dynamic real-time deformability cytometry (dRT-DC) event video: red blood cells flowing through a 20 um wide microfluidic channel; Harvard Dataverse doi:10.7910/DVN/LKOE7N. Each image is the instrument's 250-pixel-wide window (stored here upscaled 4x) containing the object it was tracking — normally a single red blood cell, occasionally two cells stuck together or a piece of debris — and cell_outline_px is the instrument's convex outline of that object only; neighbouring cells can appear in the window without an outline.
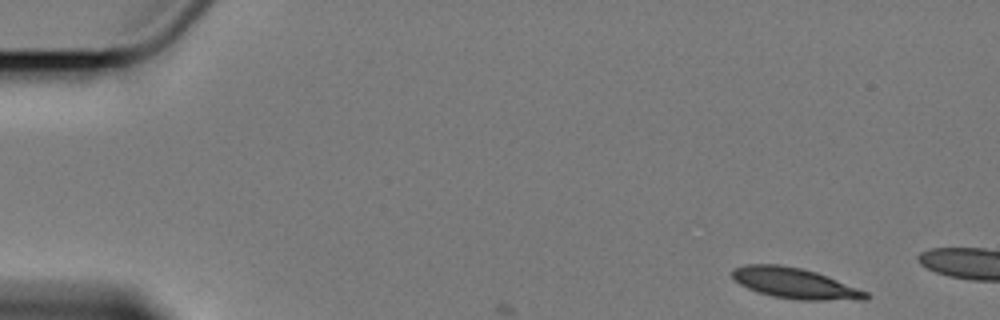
{"species": "Egyptian fruit bat (a non-hibernating species)", "species_latin": "Rousettus aegyptiacus", "temperature_condition": "cold", "stored_images_in_passage": 3, "camera_frame_rate_fps": 3000, "um_per_image_px": 0.085, "animal": {"sex": "female"}, "frame": {"image": 1, "passage_image": 1, "time_ms": 0.0, "image_size_px": [1000, 320], "cell_outline_px": [[872, 296], [868, 300], [800, 300], [772, 296], [748, 288], [740, 284], [732, 276], [732, 268], [748, 264], [780, 264], [800, 268], [816, 272], [828, 276], [868, 292]], "centroid_in_image_um": [67.61, 24.08], "position_along_channel_um": 17.4, "area_um2": 23.87}}